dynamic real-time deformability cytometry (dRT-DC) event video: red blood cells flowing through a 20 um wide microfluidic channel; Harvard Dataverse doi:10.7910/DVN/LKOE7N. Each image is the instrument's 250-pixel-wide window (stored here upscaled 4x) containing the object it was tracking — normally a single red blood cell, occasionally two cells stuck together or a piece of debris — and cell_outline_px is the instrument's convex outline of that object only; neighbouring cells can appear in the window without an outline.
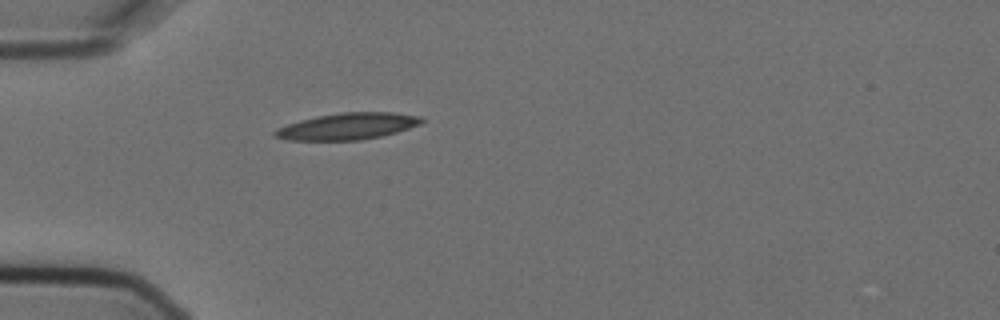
{"species": "Egyptian fruit bat (a non-hibernating species)", "species_latin": "Rousettus aegyptiacus", "temperature_condition": "cold", "stored_images_in_passage": 1, "camera_frame_rate_fps": 3000, "um_per_image_px": 0.085, "animal": {"sex": "female"}, "frame": {"image": 1, "passage_image": 1, "time_ms": 0.0, "image_size_px": [1000, 320], "cell_outline_px": [[424, 120], [420, 124], [396, 132], [380, 136], [360, 140], [288, 140], [276, 136], [272, 132], [276, 128], [300, 120], [316, 116], [340, 112], [392, 112], [424, 116]], "centroid_in_image_um": [29.56, 10.72], "position_along_channel_um": 55.4, "area_um2": 22.72}}